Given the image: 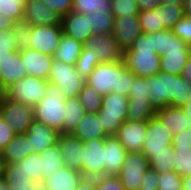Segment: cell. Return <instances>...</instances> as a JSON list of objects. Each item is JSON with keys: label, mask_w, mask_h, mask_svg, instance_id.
Here are the masks:
<instances>
[{"label": "cell", "mask_w": 191, "mask_h": 190, "mask_svg": "<svg viewBox=\"0 0 191 190\" xmlns=\"http://www.w3.org/2000/svg\"><path fill=\"white\" fill-rule=\"evenodd\" d=\"M150 102L157 110L167 106L182 107L191 101V84L181 75L158 72L149 77Z\"/></svg>", "instance_id": "obj_1"}, {"label": "cell", "mask_w": 191, "mask_h": 190, "mask_svg": "<svg viewBox=\"0 0 191 190\" xmlns=\"http://www.w3.org/2000/svg\"><path fill=\"white\" fill-rule=\"evenodd\" d=\"M126 67L139 77H152L160 72V55L155 53L152 34L139 35L132 47L124 52Z\"/></svg>", "instance_id": "obj_2"}, {"label": "cell", "mask_w": 191, "mask_h": 190, "mask_svg": "<svg viewBox=\"0 0 191 190\" xmlns=\"http://www.w3.org/2000/svg\"><path fill=\"white\" fill-rule=\"evenodd\" d=\"M66 98L60 88L48 82L44 97L34 106L35 120L57 129L62 134Z\"/></svg>", "instance_id": "obj_3"}, {"label": "cell", "mask_w": 191, "mask_h": 190, "mask_svg": "<svg viewBox=\"0 0 191 190\" xmlns=\"http://www.w3.org/2000/svg\"><path fill=\"white\" fill-rule=\"evenodd\" d=\"M128 97L118 93H110L103 97L101 109L98 111V120L104 132L115 135L119 127L127 120Z\"/></svg>", "instance_id": "obj_4"}, {"label": "cell", "mask_w": 191, "mask_h": 190, "mask_svg": "<svg viewBox=\"0 0 191 190\" xmlns=\"http://www.w3.org/2000/svg\"><path fill=\"white\" fill-rule=\"evenodd\" d=\"M47 81L60 88L65 98L78 97L86 84L85 79L78 73L75 65H69L54 59Z\"/></svg>", "instance_id": "obj_5"}, {"label": "cell", "mask_w": 191, "mask_h": 190, "mask_svg": "<svg viewBox=\"0 0 191 190\" xmlns=\"http://www.w3.org/2000/svg\"><path fill=\"white\" fill-rule=\"evenodd\" d=\"M48 81L26 76L5 90V98L21 104L36 106L44 97Z\"/></svg>", "instance_id": "obj_6"}, {"label": "cell", "mask_w": 191, "mask_h": 190, "mask_svg": "<svg viewBox=\"0 0 191 190\" xmlns=\"http://www.w3.org/2000/svg\"><path fill=\"white\" fill-rule=\"evenodd\" d=\"M124 59L117 62H100L85 79L103 97L117 90L118 73L125 67Z\"/></svg>", "instance_id": "obj_7"}, {"label": "cell", "mask_w": 191, "mask_h": 190, "mask_svg": "<svg viewBox=\"0 0 191 190\" xmlns=\"http://www.w3.org/2000/svg\"><path fill=\"white\" fill-rule=\"evenodd\" d=\"M0 116L15 134L26 133L35 120L34 107L5 98L0 104Z\"/></svg>", "instance_id": "obj_8"}, {"label": "cell", "mask_w": 191, "mask_h": 190, "mask_svg": "<svg viewBox=\"0 0 191 190\" xmlns=\"http://www.w3.org/2000/svg\"><path fill=\"white\" fill-rule=\"evenodd\" d=\"M149 167V160L142 152H127L118 175L125 190H139Z\"/></svg>", "instance_id": "obj_9"}, {"label": "cell", "mask_w": 191, "mask_h": 190, "mask_svg": "<svg viewBox=\"0 0 191 190\" xmlns=\"http://www.w3.org/2000/svg\"><path fill=\"white\" fill-rule=\"evenodd\" d=\"M99 62H117L123 59V51L112 34H93L83 44Z\"/></svg>", "instance_id": "obj_10"}, {"label": "cell", "mask_w": 191, "mask_h": 190, "mask_svg": "<svg viewBox=\"0 0 191 190\" xmlns=\"http://www.w3.org/2000/svg\"><path fill=\"white\" fill-rule=\"evenodd\" d=\"M81 173L84 177L104 176V138L83 142Z\"/></svg>", "instance_id": "obj_11"}, {"label": "cell", "mask_w": 191, "mask_h": 190, "mask_svg": "<svg viewBox=\"0 0 191 190\" xmlns=\"http://www.w3.org/2000/svg\"><path fill=\"white\" fill-rule=\"evenodd\" d=\"M172 138V133L167 131V128L155 115L147 121L142 153L146 156L148 153L168 151V147L172 145Z\"/></svg>", "instance_id": "obj_12"}, {"label": "cell", "mask_w": 191, "mask_h": 190, "mask_svg": "<svg viewBox=\"0 0 191 190\" xmlns=\"http://www.w3.org/2000/svg\"><path fill=\"white\" fill-rule=\"evenodd\" d=\"M62 34V26H31L29 48L54 56Z\"/></svg>", "instance_id": "obj_13"}, {"label": "cell", "mask_w": 191, "mask_h": 190, "mask_svg": "<svg viewBox=\"0 0 191 190\" xmlns=\"http://www.w3.org/2000/svg\"><path fill=\"white\" fill-rule=\"evenodd\" d=\"M114 28L112 35L123 51L130 49L135 39L142 34L138 15L114 17Z\"/></svg>", "instance_id": "obj_14"}, {"label": "cell", "mask_w": 191, "mask_h": 190, "mask_svg": "<svg viewBox=\"0 0 191 190\" xmlns=\"http://www.w3.org/2000/svg\"><path fill=\"white\" fill-rule=\"evenodd\" d=\"M23 20L30 26L62 25V16L41 0H28L25 3Z\"/></svg>", "instance_id": "obj_15"}, {"label": "cell", "mask_w": 191, "mask_h": 190, "mask_svg": "<svg viewBox=\"0 0 191 190\" xmlns=\"http://www.w3.org/2000/svg\"><path fill=\"white\" fill-rule=\"evenodd\" d=\"M147 121L126 120L114 135L127 152H142Z\"/></svg>", "instance_id": "obj_16"}, {"label": "cell", "mask_w": 191, "mask_h": 190, "mask_svg": "<svg viewBox=\"0 0 191 190\" xmlns=\"http://www.w3.org/2000/svg\"><path fill=\"white\" fill-rule=\"evenodd\" d=\"M25 134L27 140H29L31 153H41L46 148L56 145L60 136L57 129L37 120L32 122Z\"/></svg>", "instance_id": "obj_17"}, {"label": "cell", "mask_w": 191, "mask_h": 190, "mask_svg": "<svg viewBox=\"0 0 191 190\" xmlns=\"http://www.w3.org/2000/svg\"><path fill=\"white\" fill-rule=\"evenodd\" d=\"M127 151L114 136L104 138V175L118 176L123 167Z\"/></svg>", "instance_id": "obj_18"}, {"label": "cell", "mask_w": 191, "mask_h": 190, "mask_svg": "<svg viewBox=\"0 0 191 190\" xmlns=\"http://www.w3.org/2000/svg\"><path fill=\"white\" fill-rule=\"evenodd\" d=\"M20 57L27 76L48 79L53 56L27 48L20 51Z\"/></svg>", "instance_id": "obj_19"}, {"label": "cell", "mask_w": 191, "mask_h": 190, "mask_svg": "<svg viewBox=\"0 0 191 190\" xmlns=\"http://www.w3.org/2000/svg\"><path fill=\"white\" fill-rule=\"evenodd\" d=\"M83 178L79 170L63 166L43 180V190H76Z\"/></svg>", "instance_id": "obj_20"}, {"label": "cell", "mask_w": 191, "mask_h": 190, "mask_svg": "<svg viewBox=\"0 0 191 190\" xmlns=\"http://www.w3.org/2000/svg\"><path fill=\"white\" fill-rule=\"evenodd\" d=\"M61 26L65 35L80 41L83 44L91 35H93L89 15L70 11L62 17Z\"/></svg>", "instance_id": "obj_21"}, {"label": "cell", "mask_w": 191, "mask_h": 190, "mask_svg": "<svg viewBox=\"0 0 191 190\" xmlns=\"http://www.w3.org/2000/svg\"><path fill=\"white\" fill-rule=\"evenodd\" d=\"M57 144L64 166L81 172L83 141L72 134H60Z\"/></svg>", "instance_id": "obj_22"}, {"label": "cell", "mask_w": 191, "mask_h": 190, "mask_svg": "<svg viewBox=\"0 0 191 190\" xmlns=\"http://www.w3.org/2000/svg\"><path fill=\"white\" fill-rule=\"evenodd\" d=\"M23 66L20 51L11 52L0 63V82L5 89L27 76Z\"/></svg>", "instance_id": "obj_23"}, {"label": "cell", "mask_w": 191, "mask_h": 190, "mask_svg": "<svg viewBox=\"0 0 191 190\" xmlns=\"http://www.w3.org/2000/svg\"><path fill=\"white\" fill-rule=\"evenodd\" d=\"M156 116L161 120L172 135L191 128V120L185 115L181 107L167 106L156 110Z\"/></svg>", "instance_id": "obj_24"}, {"label": "cell", "mask_w": 191, "mask_h": 190, "mask_svg": "<svg viewBox=\"0 0 191 190\" xmlns=\"http://www.w3.org/2000/svg\"><path fill=\"white\" fill-rule=\"evenodd\" d=\"M190 56L191 49L189 47H171L160 56V71L181 75L183 67Z\"/></svg>", "instance_id": "obj_25"}, {"label": "cell", "mask_w": 191, "mask_h": 190, "mask_svg": "<svg viewBox=\"0 0 191 190\" xmlns=\"http://www.w3.org/2000/svg\"><path fill=\"white\" fill-rule=\"evenodd\" d=\"M83 142L92 139L106 138L108 135L104 132L97 113L86 112L74 131L71 133Z\"/></svg>", "instance_id": "obj_26"}, {"label": "cell", "mask_w": 191, "mask_h": 190, "mask_svg": "<svg viewBox=\"0 0 191 190\" xmlns=\"http://www.w3.org/2000/svg\"><path fill=\"white\" fill-rule=\"evenodd\" d=\"M83 47L82 42L72 39L63 33L53 58L69 65H75Z\"/></svg>", "instance_id": "obj_27"}, {"label": "cell", "mask_w": 191, "mask_h": 190, "mask_svg": "<svg viewBox=\"0 0 191 190\" xmlns=\"http://www.w3.org/2000/svg\"><path fill=\"white\" fill-rule=\"evenodd\" d=\"M1 153L6 164H14L25 159L31 154L26 134H16Z\"/></svg>", "instance_id": "obj_28"}, {"label": "cell", "mask_w": 191, "mask_h": 190, "mask_svg": "<svg viewBox=\"0 0 191 190\" xmlns=\"http://www.w3.org/2000/svg\"><path fill=\"white\" fill-rule=\"evenodd\" d=\"M3 178L7 180L11 190H43L42 183L32 181L14 164H6Z\"/></svg>", "instance_id": "obj_29"}, {"label": "cell", "mask_w": 191, "mask_h": 190, "mask_svg": "<svg viewBox=\"0 0 191 190\" xmlns=\"http://www.w3.org/2000/svg\"><path fill=\"white\" fill-rule=\"evenodd\" d=\"M62 134H71L86 113L78 97L66 98Z\"/></svg>", "instance_id": "obj_30"}, {"label": "cell", "mask_w": 191, "mask_h": 190, "mask_svg": "<svg viewBox=\"0 0 191 190\" xmlns=\"http://www.w3.org/2000/svg\"><path fill=\"white\" fill-rule=\"evenodd\" d=\"M152 44L155 53L160 56L171 47H189L185 41L179 39L170 29L152 33Z\"/></svg>", "instance_id": "obj_31"}, {"label": "cell", "mask_w": 191, "mask_h": 190, "mask_svg": "<svg viewBox=\"0 0 191 190\" xmlns=\"http://www.w3.org/2000/svg\"><path fill=\"white\" fill-rule=\"evenodd\" d=\"M39 155L42 157V182L53 172L64 166L58 144L46 148Z\"/></svg>", "instance_id": "obj_32"}, {"label": "cell", "mask_w": 191, "mask_h": 190, "mask_svg": "<svg viewBox=\"0 0 191 190\" xmlns=\"http://www.w3.org/2000/svg\"><path fill=\"white\" fill-rule=\"evenodd\" d=\"M32 181L42 183V157L39 153H31L20 162L14 163Z\"/></svg>", "instance_id": "obj_33"}, {"label": "cell", "mask_w": 191, "mask_h": 190, "mask_svg": "<svg viewBox=\"0 0 191 190\" xmlns=\"http://www.w3.org/2000/svg\"><path fill=\"white\" fill-rule=\"evenodd\" d=\"M71 11L83 15L112 12V2L111 0H73Z\"/></svg>", "instance_id": "obj_34"}, {"label": "cell", "mask_w": 191, "mask_h": 190, "mask_svg": "<svg viewBox=\"0 0 191 190\" xmlns=\"http://www.w3.org/2000/svg\"><path fill=\"white\" fill-rule=\"evenodd\" d=\"M146 157L149 160L150 168L158 173L174 171V148L172 145L168 147V151L148 153Z\"/></svg>", "instance_id": "obj_35"}, {"label": "cell", "mask_w": 191, "mask_h": 190, "mask_svg": "<svg viewBox=\"0 0 191 190\" xmlns=\"http://www.w3.org/2000/svg\"><path fill=\"white\" fill-rule=\"evenodd\" d=\"M142 34H152L164 30L160 18V7L138 13Z\"/></svg>", "instance_id": "obj_36"}, {"label": "cell", "mask_w": 191, "mask_h": 190, "mask_svg": "<svg viewBox=\"0 0 191 190\" xmlns=\"http://www.w3.org/2000/svg\"><path fill=\"white\" fill-rule=\"evenodd\" d=\"M156 115V109L151 102H128L127 120L148 121Z\"/></svg>", "instance_id": "obj_37"}, {"label": "cell", "mask_w": 191, "mask_h": 190, "mask_svg": "<svg viewBox=\"0 0 191 190\" xmlns=\"http://www.w3.org/2000/svg\"><path fill=\"white\" fill-rule=\"evenodd\" d=\"M89 16L93 34H112L115 19L112 12L91 13Z\"/></svg>", "instance_id": "obj_38"}, {"label": "cell", "mask_w": 191, "mask_h": 190, "mask_svg": "<svg viewBox=\"0 0 191 190\" xmlns=\"http://www.w3.org/2000/svg\"><path fill=\"white\" fill-rule=\"evenodd\" d=\"M78 98L86 112L98 113L101 109L103 96L87 84L80 91Z\"/></svg>", "instance_id": "obj_39"}, {"label": "cell", "mask_w": 191, "mask_h": 190, "mask_svg": "<svg viewBox=\"0 0 191 190\" xmlns=\"http://www.w3.org/2000/svg\"><path fill=\"white\" fill-rule=\"evenodd\" d=\"M160 18L165 29H172L173 26L184 16L183 5L161 3Z\"/></svg>", "instance_id": "obj_40"}, {"label": "cell", "mask_w": 191, "mask_h": 190, "mask_svg": "<svg viewBox=\"0 0 191 190\" xmlns=\"http://www.w3.org/2000/svg\"><path fill=\"white\" fill-rule=\"evenodd\" d=\"M149 77L143 78L134 74V80L130 87L128 102H150Z\"/></svg>", "instance_id": "obj_41"}, {"label": "cell", "mask_w": 191, "mask_h": 190, "mask_svg": "<svg viewBox=\"0 0 191 190\" xmlns=\"http://www.w3.org/2000/svg\"><path fill=\"white\" fill-rule=\"evenodd\" d=\"M24 0H0V14L14 22L23 20Z\"/></svg>", "instance_id": "obj_42"}, {"label": "cell", "mask_w": 191, "mask_h": 190, "mask_svg": "<svg viewBox=\"0 0 191 190\" xmlns=\"http://www.w3.org/2000/svg\"><path fill=\"white\" fill-rule=\"evenodd\" d=\"M174 171L181 176H191V149L174 148Z\"/></svg>", "instance_id": "obj_43"}, {"label": "cell", "mask_w": 191, "mask_h": 190, "mask_svg": "<svg viewBox=\"0 0 191 190\" xmlns=\"http://www.w3.org/2000/svg\"><path fill=\"white\" fill-rule=\"evenodd\" d=\"M17 51H22L29 48L31 26L25 20H19L13 23L12 27Z\"/></svg>", "instance_id": "obj_44"}, {"label": "cell", "mask_w": 191, "mask_h": 190, "mask_svg": "<svg viewBox=\"0 0 191 190\" xmlns=\"http://www.w3.org/2000/svg\"><path fill=\"white\" fill-rule=\"evenodd\" d=\"M99 59L97 57H93L90 54V51L86 50L84 47L79 58L76 61L75 67L78 73L86 79L93 69L99 64Z\"/></svg>", "instance_id": "obj_45"}, {"label": "cell", "mask_w": 191, "mask_h": 190, "mask_svg": "<svg viewBox=\"0 0 191 190\" xmlns=\"http://www.w3.org/2000/svg\"><path fill=\"white\" fill-rule=\"evenodd\" d=\"M182 176L175 171L159 173L158 190H183Z\"/></svg>", "instance_id": "obj_46"}, {"label": "cell", "mask_w": 191, "mask_h": 190, "mask_svg": "<svg viewBox=\"0 0 191 190\" xmlns=\"http://www.w3.org/2000/svg\"><path fill=\"white\" fill-rule=\"evenodd\" d=\"M114 17L138 15L140 9L136 0H111Z\"/></svg>", "instance_id": "obj_47"}, {"label": "cell", "mask_w": 191, "mask_h": 190, "mask_svg": "<svg viewBox=\"0 0 191 190\" xmlns=\"http://www.w3.org/2000/svg\"><path fill=\"white\" fill-rule=\"evenodd\" d=\"M14 51L17 45L13 30L0 31V63Z\"/></svg>", "instance_id": "obj_48"}, {"label": "cell", "mask_w": 191, "mask_h": 190, "mask_svg": "<svg viewBox=\"0 0 191 190\" xmlns=\"http://www.w3.org/2000/svg\"><path fill=\"white\" fill-rule=\"evenodd\" d=\"M191 49V17L184 15L171 29Z\"/></svg>", "instance_id": "obj_49"}, {"label": "cell", "mask_w": 191, "mask_h": 190, "mask_svg": "<svg viewBox=\"0 0 191 190\" xmlns=\"http://www.w3.org/2000/svg\"><path fill=\"white\" fill-rule=\"evenodd\" d=\"M133 80L134 73L125 66L118 73L117 90H113V92L128 97Z\"/></svg>", "instance_id": "obj_50"}, {"label": "cell", "mask_w": 191, "mask_h": 190, "mask_svg": "<svg viewBox=\"0 0 191 190\" xmlns=\"http://www.w3.org/2000/svg\"><path fill=\"white\" fill-rule=\"evenodd\" d=\"M96 190H125L118 176H101L95 178Z\"/></svg>", "instance_id": "obj_51"}, {"label": "cell", "mask_w": 191, "mask_h": 190, "mask_svg": "<svg viewBox=\"0 0 191 190\" xmlns=\"http://www.w3.org/2000/svg\"><path fill=\"white\" fill-rule=\"evenodd\" d=\"M172 146L176 149H191V128L173 135Z\"/></svg>", "instance_id": "obj_52"}, {"label": "cell", "mask_w": 191, "mask_h": 190, "mask_svg": "<svg viewBox=\"0 0 191 190\" xmlns=\"http://www.w3.org/2000/svg\"><path fill=\"white\" fill-rule=\"evenodd\" d=\"M48 7L53 9L55 12L64 17L67 13L72 10L73 0H41Z\"/></svg>", "instance_id": "obj_53"}, {"label": "cell", "mask_w": 191, "mask_h": 190, "mask_svg": "<svg viewBox=\"0 0 191 190\" xmlns=\"http://www.w3.org/2000/svg\"><path fill=\"white\" fill-rule=\"evenodd\" d=\"M159 173L150 167L143 175L142 184L139 190H158Z\"/></svg>", "instance_id": "obj_54"}, {"label": "cell", "mask_w": 191, "mask_h": 190, "mask_svg": "<svg viewBox=\"0 0 191 190\" xmlns=\"http://www.w3.org/2000/svg\"><path fill=\"white\" fill-rule=\"evenodd\" d=\"M16 134L0 116V152L12 141Z\"/></svg>", "instance_id": "obj_55"}, {"label": "cell", "mask_w": 191, "mask_h": 190, "mask_svg": "<svg viewBox=\"0 0 191 190\" xmlns=\"http://www.w3.org/2000/svg\"><path fill=\"white\" fill-rule=\"evenodd\" d=\"M140 11L154 10L161 5L160 0H136Z\"/></svg>", "instance_id": "obj_56"}, {"label": "cell", "mask_w": 191, "mask_h": 190, "mask_svg": "<svg viewBox=\"0 0 191 190\" xmlns=\"http://www.w3.org/2000/svg\"><path fill=\"white\" fill-rule=\"evenodd\" d=\"M76 190H96L95 178L84 177Z\"/></svg>", "instance_id": "obj_57"}, {"label": "cell", "mask_w": 191, "mask_h": 190, "mask_svg": "<svg viewBox=\"0 0 191 190\" xmlns=\"http://www.w3.org/2000/svg\"><path fill=\"white\" fill-rule=\"evenodd\" d=\"M14 21L0 14V31L11 30Z\"/></svg>", "instance_id": "obj_58"}, {"label": "cell", "mask_w": 191, "mask_h": 190, "mask_svg": "<svg viewBox=\"0 0 191 190\" xmlns=\"http://www.w3.org/2000/svg\"><path fill=\"white\" fill-rule=\"evenodd\" d=\"M181 76L191 84V56L184 65Z\"/></svg>", "instance_id": "obj_59"}, {"label": "cell", "mask_w": 191, "mask_h": 190, "mask_svg": "<svg viewBox=\"0 0 191 190\" xmlns=\"http://www.w3.org/2000/svg\"><path fill=\"white\" fill-rule=\"evenodd\" d=\"M182 189L191 190V176H182Z\"/></svg>", "instance_id": "obj_60"}, {"label": "cell", "mask_w": 191, "mask_h": 190, "mask_svg": "<svg viewBox=\"0 0 191 190\" xmlns=\"http://www.w3.org/2000/svg\"><path fill=\"white\" fill-rule=\"evenodd\" d=\"M184 15L191 17V0H185L183 4Z\"/></svg>", "instance_id": "obj_61"}, {"label": "cell", "mask_w": 191, "mask_h": 190, "mask_svg": "<svg viewBox=\"0 0 191 190\" xmlns=\"http://www.w3.org/2000/svg\"><path fill=\"white\" fill-rule=\"evenodd\" d=\"M185 113V115L191 120V101L186 104V105H183L181 107Z\"/></svg>", "instance_id": "obj_62"}, {"label": "cell", "mask_w": 191, "mask_h": 190, "mask_svg": "<svg viewBox=\"0 0 191 190\" xmlns=\"http://www.w3.org/2000/svg\"><path fill=\"white\" fill-rule=\"evenodd\" d=\"M0 190H11L9 183L3 177H0Z\"/></svg>", "instance_id": "obj_63"}, {"label": "cell", "mask_w": 191, "mask_h": 190, "mask_svg": "<svg viewBox=\"0 0 191 190\" xmlns=\"http://www.w3.org/2000/svg\"><path fill=\"white\" fill-rule=\"evenodd\" d=\"M6 162L0 152V177H3L5 171Z\"/></svg>", "instance_id": "obj_64"}, {"label": "cell", "mask_w": 191, "mask_h": 190, "mask_svg": "<svg viewBox=\"0 0 191 190\" xmlns=\"http://www.w3.org/2000/svg\"><path fill=\"white\" fill-rule=\"evenodd\" d=\"M185 0H160L161 3L183 5Z\"/></svg>", "instance_id": "obj_65"}, {"label": "cell", "mask_w": 191, "mask_h": 190, "mask_svg": "<svg viewBox=\"0 0 191 190\" xmlns=\"http://www.w3.org/2000/svg\"><path fill=\"white\" fill-rule=\"evenodd\" d=\"M5 88L2 85V83L0 82V104L3 102V100L5 99Z\"/></svg>", "instance_id": "obj_66"}]
</instances>
